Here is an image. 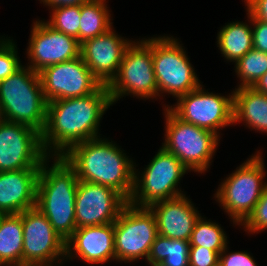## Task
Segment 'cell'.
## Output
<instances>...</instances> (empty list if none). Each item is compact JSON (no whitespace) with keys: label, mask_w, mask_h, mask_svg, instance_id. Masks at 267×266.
I'll list each match as a JSON object with an SVG mask.
<instances>
[{"label":"cell","mask_w":267,"mask_h":266,"mask_svg":"<svg viewBox=\"0 0 267 266\" xmlns=\"http://www.w3.org/2000/svg\"><path fill=\"white\" fill-rule=\"evenodd\" d=\"M47 102L84 97L94 93L102 84L93 76L81 55L57 63L39 72Z\"/></svg>","instance_id":"obj_15"},{"label":"cell","mask_w":267,"mask_h":266,"mask_svg":"<svg viewBox=\"0 0 267 266\" xmlns=\"http://www.w3.org/2000/svg\"><path fill=\"white\" fill-rule=\"evenodd\" d=\"M162 115L165 132L161 146L196 176L206 175L213 166L222 139L212 131L179 119L168 107L163 108Z\"/></svg>","instance_id":"obj_6"},{"label":"cell","mask_w":267,"mask_h":266,"mask_svg":"<svg viewBox=\"0 0 267 266\" xmlns=\"http://www.w3.org/2000/svg\"><path fill=\"white\" fill-rule=\"evenodd\" d=\"M246 8L256 19L267 22V0H242Z\"/></svg>","instance_id":"obj_34"},{"label":"cell","mask_w":267,"mask_h":266,"mask_svg":"<svg viewBox=\"0 0 267 266\" xmlns=\"http://www.w3.org/2000/svg\"><path fill=\"white\" fill-rule=\"evenodd\" d=\"M219 263V254L201 246H190V266H215Z\"/></svg>","instance_id":"obj_32"},{"label":"cell","mask_w":267,"mask_h":266,"mask_svg":"<svg viewBox=\"0 0 267 266\" xmlns=\"http://www.w3.org/2000/svg\"><path fill=\"white\" fill-rule=\"evenodd\" d=\"M23 266H65V240L36 207L22 212Z\"/></svg>","instance_id":"obj_12"},{"label":"cell","mask_w":267,"mask_h":266,"mask_svg":"<svg viewBox=\"0 0 267 266\" xmlns=\"http://www.w3.org/2000/svg\"><path fill=\"white\" fill-rule=\"evenodd\" d=\"M112 105L126 97L158 102L152 58V36L137 37L127 47L115 78L107 86ZM152 100V101H151Z\"/></svg>","instance_id":"obj_9"},{"label":"cell","mask_w":267,"mask_h":266,"mask_svg":"<svg viewBox=\"0 0 267 266\" xmlns=\"http://www.w3.org/2000/svg\"><path fill=\"white\" fill-rule=\"evenodd\" d=\"M4 216H5V213L0 210V222L3 219Z\"/></svg>","instance_id":"obj_38"},{"label":"cell","mask_w":267,"mask_h":266,"mask_svg":"<svg viewBox=\"0 0 267 266\" xmlns=\"http://www.w3.org/2000/svg\"><path fill=\"white\" fill-rule=\"evenodd\" d=\"M149 208L155 215L159 235L184 241H190L196 221L204 214L198 210L190 194L158 201Z\"/></svg>","instance_id":"obj_19"},{"label":"cell","mask_w":267,"mask_h":266,"mask_svg":"<svg viewBox=\"0 0 267 266\" xmlns=\"http://www.w3.org/2000/svg\"><path fill=\"white\" fill-rule=\"evenodd\" d=\"M157 235L156 218L151 209L128 202L114 223L115 264L135 265L141 260L146 263Z\"/></svg>","instance_id":"obj_10"},{"label":"cell","mask_w":267,"mask_h":266,"mask_svg":"<svg viewBox=\"0 0 267 266\" xmlns=\"http://www.w3.org/2000/svg\"><path fill=\"white\" fill-rule=\"evenodd\" d=\"M189 241L157 235L151 245L146 266H190Z\"/></svg>","instance_id":"obj_25"},{"label":"cell","mask_w":267,"mask_h":266,"mask_svg":"<svg viewBox=\"0 0 267 266\" xmlns=\"http://www.w3.org/2000/svg\"><path fill=\"white\" fill-rule=\"evenodd\" d=\"M40 169L0 172V210L19 214L36 207Z\"/></svg>","instance_id":"obj_20"},{"label":"cell","mask_w":267,"mask_h":266,"mask_svg":"<svg viewBox=\"0 0 267 266\" xmlns=\"http://www.w3.org/2000/svg\"><path fill=\"white\" fill-rule=\"evenodd\" d=\"M0 103L7 121L43 132L47 120V100L39 73L23 64L0 81Z\"/></svg>","instance_id":"obj_8"},{"label":"cell","mask_w":267,"mask_h":266,"mask_svg":"<svg viewBox=\"0 0 267 266\" xmlns=\"http://www.w3.org/2000/svg\"><path fill=\"white\" fill-rule=\"evenodd\" d=\"M5 116H4V112H3V108L2 105L0 103V124H2L5 121Z\"/></svg>","instance_id":"obj_37"},{"label":"cell","mask_w":267,"mask_h":266,"mask_svg":"<svg viewBox=\"0 0 267 266\" xmlns=\"http://www.w3.org/2000/svg\"><path fill=\"white\" fill-rule=\"evenodd\" d=\"M134 163V187L128 200L138 207H149L158 201L169 200L184 194L181 182L191 171L173 154L161 145L147 165L139 168ZM138 168V169H137Z\"/></svg>","instance_id":"obj_7"},{"label":"cell","mask_w":267,"mask_h":266,"mask_svg":"<svg viewBox=\"0 0 267 266\" xmlns=\"http://www.w3.org/2000/svg\"><path fill=\"white\" fill-rule=\"evenodd\" d=\"M239 229L249 237L267 231V185L253 212L239 226Z\"/></svg>","instance_id":"obj_30"},{"label":"cell","mask_w":267,"mask_h":266,"mask_svg":"<svg viewBox=\"0 0 267 266\" xmlns=\"http://www.w3.org/2000/svg\"><path fill=\"white\" fill-rule=\"evenodd\" d=\"M47 157L40 132L7 120L0 124V172L40 169Z\"/></svg>","instance_id":"obj_14"},{"label":"cell","mask_w":267,"mask_h":266,"mask_svg":"<svg viewBox=\"0 0 267 266\" xmlns=\"http://www.w3.org/2000/svg\"><path fill=\"white\" fill-rule=\"evenodd\" d=\"M49 19L44 21L53 29L76 38L79 42V26L81 16V5L62 6L47 9Z\"/></svg>","instance_id":"obj_28"},{"label":"cell","mask_w":267,"mask_h":266,"mask_svg":"<svg viewBox=\"0 0 267 266\" xmlns=\"http://www.w3.org/2000/svg\"><path fill=\"white\" fill-rule=\"evenodd\" d=\"M17 40L12 36L0 35V81L12 75L24 62L20 59Z\"/></svg>","instance_id":"obj_29"},{"label":"cell","mask_w":267,"mask_h":266,"mask_svg":"<svg viewBox=\"0 0 267 266\" xmlns=\"http://www.w3.org/2000/svg\"><path fill=\"white\" fill-rule=\"evenodd\" d=\"M263 148H257L232 173L221 178L212 195L216 205L230 219L231 226H239L253 212L267 185V170ZM263 151V152H262ZM214 198V199H213Z\"/></svg>","instance_id":"obj_4"},{"label":"cell","mask_w":267,"mask_h":266,"mask_svg":"<svg viewBox=\"0 0 267 266\" xmlns=\"http://www.w3.org/2000/svg\"><path fill=\"white\" fill-rule=\"evenodd\" d=\"M256 91L267 95V72L252 86Z\"/></svg>","instance_id":"obj_36"},{"label":"cell","mask_w":267,"mask_h":266,"mask_svg":"<svg viewBox=\"0 0 267 266\" xmlns=\"http://www.w3.org/2000/svg\"><path fill=\"white\" fill-rule=\"evenodd\" d=\"M47 9L58 8L62 6L81 5L89 0H36Z\"/></svg>","instance_id":"obj_35"},{"label":"cell","mask_w":267,"mask_h":266,"mask_svg":"<svg viewBox=\"0 0 267 266\" xmlns=\"http://www.w3.org/2000/svg\"><path fill=\"white\" fill-rule=\"evenodd\" d=\"M109 0H89L81 4L79 43L95 38L114 26Z\"/></svg>","instance_id":"obj_24"},{"label":"cell","mask_w":267,"mask_h":266,"mask_svg":"<svg viewBox=\"0 0 267 266\" xmlns=\"http://www.w3.org/2000/svg\"><path fill=\"white\" fill-rule=\"evenodd\" d=\"M112 106L105 85L84 97L47 102L46 126L41 133L45 153L62 156L77 143L104 136L101 123Z\"/></svg>","instance_id":"obj_1"},{"label":"cell","mask_w":267,"mask_h":266,"mask_svg":"<svg viewBox=\"0 0 267 266\" xmlns=\"http://www.w3.org/2000/svg\"><path fill=\"white\" fill-rule=\"evenodd\" d=\"M253 48L267 53V22L256 19L251 14Z\"/></svg>","instance_id":"obj_33"},{"label":"cell","mask_w":267,"mask_h":266,"mask_svg":"<svg viewBox=\"0 0 267 266\" xmlns=\"http://www.w3.org/2000/svg\"><path fill=\"white\" fill-rule=\"evenodd\" d=\"M131 38V39H130ZM117 32H107L81 43L80 55L93 76L105 86L115 78L127 47L134 40Z\"/></svg>","instance_id":"obj_17"},{"label":"cell","mask_w":267,"mask_h":266,"mask_svg":"<svg viewBox=\"0 0 267 266\" xmlns=\"http://www.w3.org/2000/svg\"><path fill=\"white\" fill-rule=\"evenodd\" d=\"M232 68L238 82L234 89L252 87L267 72V53L252 48Z\"/></svg>","instance_id":"obj_27"},{"label":"cell","mask_w":267,"mask_h":266,"mask_svg":"<svg viewBox=\"0 0 267 266\" xmlns=\"http://www.w3.org/2000/svg\"><path fill=\"white\" fill-rule=\"evenodd\" d=\"M33 19L24 63L39 73L48 66L80 56L81 44L72 36L53 29L42 18Z\"/></svg>","instance_id":"obj_13"},{"label":"cell","mask_w":267,"mask_h":266,"mask_svg":"<svg viewBox=\"0 0 267 266\" xmlns=\"http://www.w3.org/2000/svg\"><path fill=\"white\" fill-rule=\"evenodd\" d=\"M244 22L234 19L217 30L216 46L224 62L231 65L253 48L251 13L245 8ZM226 60V61H225Z\"/></svg>","instance_id":"obj_22"},{"label":"cell","mask_w":267,"mask_h":266,"mask_svg":"<svg viewBox=\"0 0 267 266\" xmlns=\"http://www.w3.org/2000/svg\"><path fill=\"white\" fill-rule=\"evenodd\" d=\"M228 244L225 249L219 254L220 266H259L258 262L251 251L240 249L237 251L231 250Z\"/></svg>","instance_id":"obj_31"},{"label":"cell","mask_w":267,"mask_h":266,"mask_svg":"<svg viewBox=\"0 0 267 266\" xmlns=\"http://www.w3.org/2000/svg\"><path fill=\"white\" fill-rule=\"evenodd\" d=\"M78 259L88 266L115 263L114 223L77 228L65 242V264Z\"/></svg>","instance_id":"obj_18"},{"label":"cell","mask_w":267,"mask_h":266,"mask_svg":"<svg viewBox=\"0 0 267 266\" xmlns=\"http://www.w3.org/2000/svg\"><path fill=\"white\" fill-rule=\"evenodd\" d=\"M233 127L236 125L267 136V95L253 87L233 92Z\"/></svg>","instance_id":"obj_21"},{"label":"cell","mask_w":267,"mask_h":266,"mask_svg":"<svg viewBox=\"0 0 267 266\" xmlns=\"http://www.w3.org/2000/svg\"><path fill=\"white\" fill-rule=\"evenodd\" d=\"M128 200L115 189L79 180L75 200L76 228L115 223Z\"/></svg>","instance_id":"obj_16"},{"label":"cell","mask_w":267,"mask_h":266,"mask_svg":"<svg viewBox=\"0 0 267 266\" xmlns=\"http://www.w3.org/2000/svg\"><path fill=\"white\" fill-rule=\"evenodd\" d=\"M0 266H23L22 213L5 214L0 222Z\"/></svg>","instance_id":"obj_23"},{"label":"cell","mask_w":267,"mask_h":266,"mask_svg":"<svg viewBox=\"0 0 267 266\" xmlns=\"http://www.w3.org/2000/svg\"><path fill=\"white\" fill-rule=\"evenodd\" d=\"M180 39L165 33L152 35L153 69L158 86V101L159 104L161 102L162 109L171 104L165 101L167 98L176 100L203 83L191 63L187 47Z\"/></svg>","instance_id":"obj_5"},{"label":"cell","mask_w":267,"mask_h":266,"mask_svg":"<svg viewBox=\"0 0 267 266\" xmlns=\"http://www.w3.org/2000/svg\"><path fill=\"white\" fill-rule=\"evenodd\" d=\"M225 230L218 221L202 214L194 225L190 246H201L220 254L230 244V237Z\"/></svg>","instance_id":"obj_26"},{"label":"cell","mask_w":267,"mask_h":266,"mask_svg":"<svg viewBox=\"0 0 267 266\" xmlns=\"http://www.w3.org/2000/svg\"><path fill=\"white\" fill-rule=\"evenodd\" d=\"M79 179L62 156H48L40 166L36 208L65 241L77 229L75 200Z\"/></svg>","instance_id":"obj_3"},{"label":"cell","mask_w":267,"mask_h":266,"mask_svg":"<svg viewBox=\"0 0 267 266\" xmlns=\"http://www.w3.org/2000/svg\"><path fill=\"white\" fill-rule=\"evenodd\" d=\"M126 151L104 135L73 145L62 157L79 180L111 187L129 200L134 187L135 157Z\"/></svg>","instance_id":"obj_2"},{"label":"cell","mask_w":267,"mask_h":266,"mask_svg":"<svg viewBox=\"0 0 267 266\" xmlns=\"http://www.w3.org/2000/svg\"><path fill=\"white\" fill-rule=\"evenodd\" d=\"M205 87L202 83L193 91L178 97L168 108L179 119L212 131L222 138V131L233 126L234 89L223 94Z\"/></svg>","instance_id":"obj_11"}]
</instances>
